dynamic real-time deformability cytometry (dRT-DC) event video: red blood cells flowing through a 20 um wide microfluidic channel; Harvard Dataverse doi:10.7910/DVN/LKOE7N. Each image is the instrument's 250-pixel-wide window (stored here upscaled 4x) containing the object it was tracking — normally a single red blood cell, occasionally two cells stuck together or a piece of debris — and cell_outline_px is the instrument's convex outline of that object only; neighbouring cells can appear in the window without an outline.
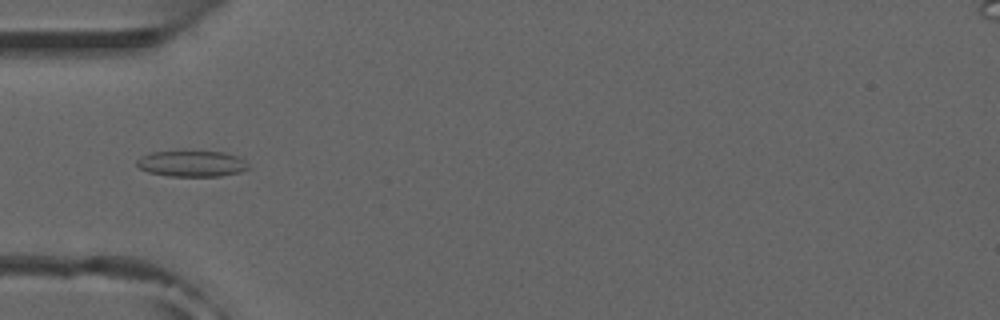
{"species": "common noctule bat (a hibernating species)", "species_latin": "Nyctalus noctula", "temperature_condition": "room temperature", "stored_images_in_passage": 8, "camera_frame_rate_fps": 3000, "um_per_image_px": 0.085, "animal": {"sex": "male", "forearm_length_mm": 52.5}, "frame": {"image": 1, "passage_image": 5, "time_ms": 1.333, "image_size_px": [1000, 320], "cell_outline_px": [[252, 168], [240, 172], [220, 176], [168, 176], [148, 172], [140, 168], [136, 164], [136, 160], [148, 152], [184, 148], [224, 152], [236, 156], [244, 160]], "centroid_in_image_um": [16.28, 13.85], "position_along_channel_um": 68.7, "area_um2": 17.92}}
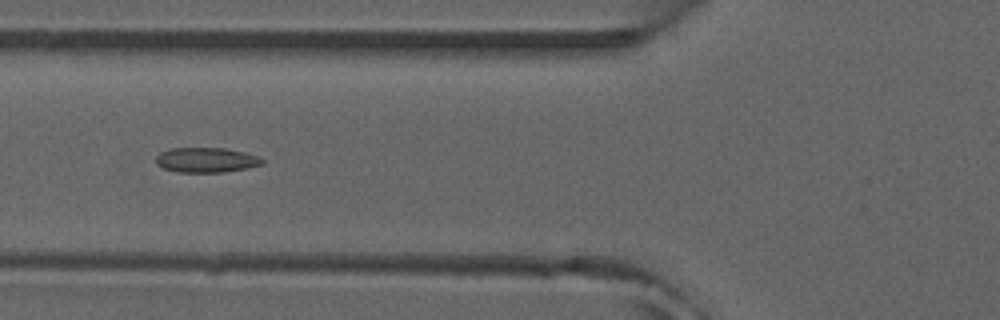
{"frame": {"image": 2, "passage_image": 6, "time_ms": 1.667, "image_size_px": [1000, 320], "cell_outline_px": [[264, 164], [248, 168], [224, 172], [176, 172], [164, 168], [156, 164], [156, 156], [160, 152], [168, 148], [224, 148], [244, 152], [260, 156], [264, 160]], "centroid_in_image_um": [17.54, 13.6], "position_along_channel_um": 108.3, "area_um2": 15.61}}
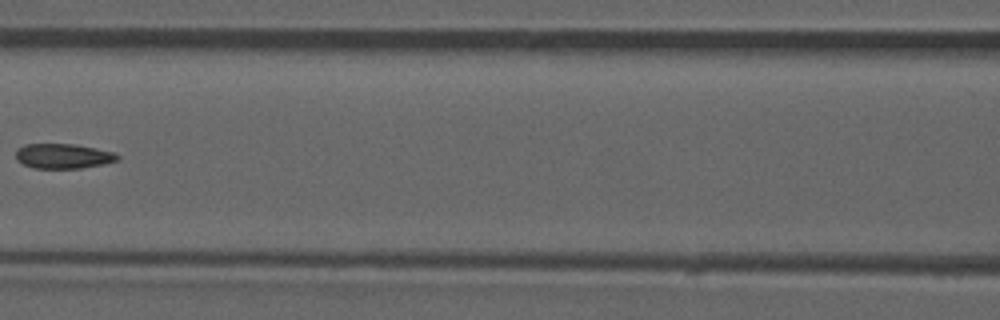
{"frame": {"image": 3, "passage_image": 7, "time_ms": 2.0, "image_size_px": [1000, 320], "cell_outline_px": [[120, 160], [104, 164], [80, 168], [32, 168], [16, 160], [16, 148], [24, 144], [76, 144], [116, 152], [120, 156]], "centroid_in_image_um": [5.39, 13.26], "position_along_channel_um": 161.2, "area_um2": 14.97}}